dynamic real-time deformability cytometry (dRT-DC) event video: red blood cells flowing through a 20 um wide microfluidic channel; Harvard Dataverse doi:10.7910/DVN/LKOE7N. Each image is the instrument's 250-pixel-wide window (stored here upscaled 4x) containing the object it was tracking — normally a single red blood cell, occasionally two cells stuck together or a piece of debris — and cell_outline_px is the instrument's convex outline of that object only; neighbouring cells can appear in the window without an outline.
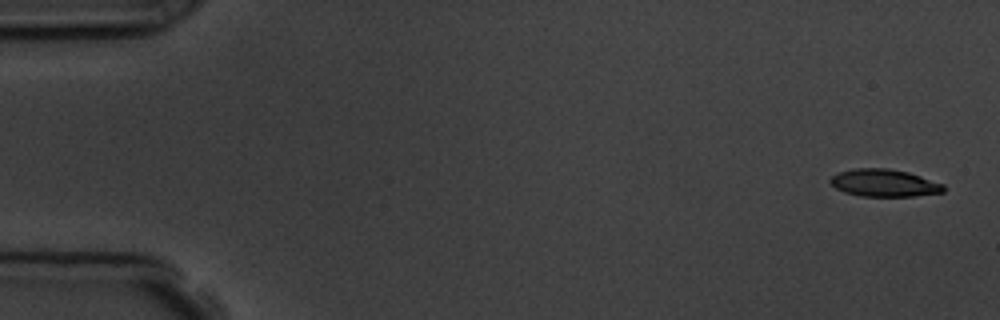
{"species": "common noctule bat (a hibernating species)", "species_latin": "Nyctalus noctula", "temperature_condition": "room temperature", "stored_images_in_passage": 4, "camera_frame_rate_fps": 3000, "um_per_image_px": 0.085, "animal": {"sex": "male", "body_mass_g": 19.5, "forearm_length_mm": 54.6}, "frame": {"image": 1, "passage_image": 1, "time_ms": 0.0, "image_size_px": [1000, 320], "cell_outline_px": [[944, 192], [916, 196], [860, 196], [844, 192], [836, 188], [828, 180], [832, 176], [840, 172], [856, 168], [888, 168], [908, 172], [944, 184]], "centroid_in_image_um": [75.16, 15.55], "position_along_channel_um": 9.8, "area_um2": 18.03}}
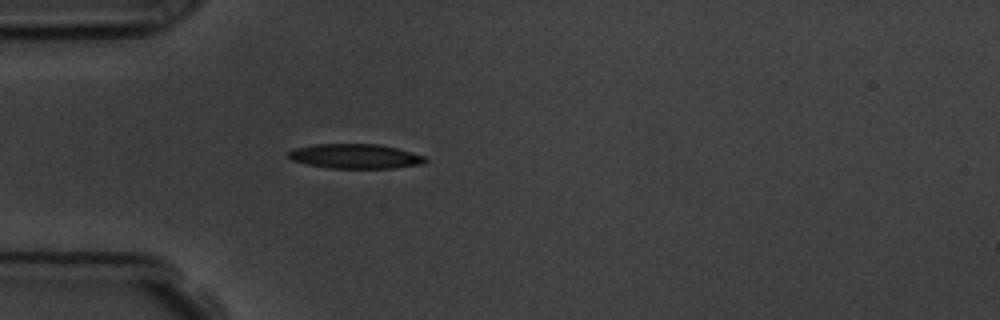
{"frame": {"image": 2, "passage_image": 4, "time_ms": 4.667, "image_size_px": [1000, 320], "cell_outline_px": [[428, 160], [424, 164], [392, 168], [332, 168], [308, 164], [292, 160], [284, 156], [288, 152], [296, 148], [316, 144], [380, 144], [396, 148], [424, 156]], "centroid_in_image_um": [30.19, 13.28], "position_along_channel_um": 54.8, "area_um2": 19.54}}